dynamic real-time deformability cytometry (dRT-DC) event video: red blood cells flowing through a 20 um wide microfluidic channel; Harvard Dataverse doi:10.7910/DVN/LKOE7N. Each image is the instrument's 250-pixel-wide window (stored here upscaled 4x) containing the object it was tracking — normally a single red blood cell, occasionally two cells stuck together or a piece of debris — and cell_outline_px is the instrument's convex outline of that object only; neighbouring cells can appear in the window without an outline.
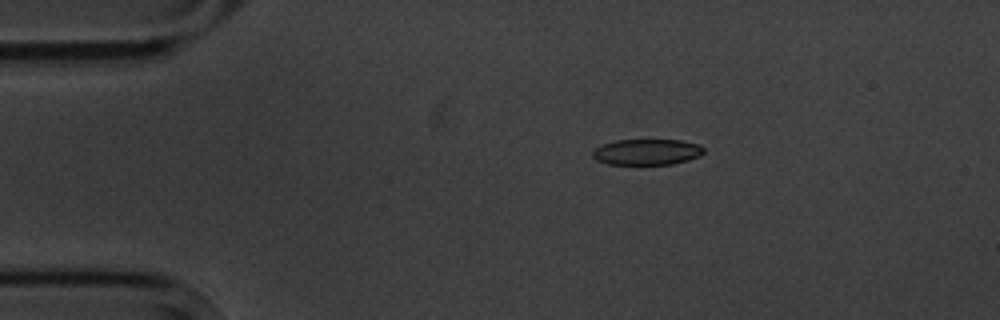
{"species": "common noctule bat (a hibernating species)", "species_latin": "Nyctalus noctula", "temperature_condition": "cold", "stored_images_in_passage": 6, "camera_frame_rate_fps": 3000, "um_per_image_px": 0.085, "animal": {"sex": "male", "body_mass_g": 20.1, "forearm_length_mm": 53.5}, "frame": {"image": 1, "passage_image": 3, "time_ms": 2.333, "image_size_px": [1000, 320], "cell_outline_px": [[704, 152], [700, 156], [688, 160], [672, 164], [608, 164], [596, 160], [592, 156], [592, 152], [596, 148], [604, 144], [616, 140], [680, 140], [700, 144], [704, 148]], "centroid_in_image_um": [55.01, 12.92], "position_along_channel_um": 30.0, "area_um2": 16.76}}
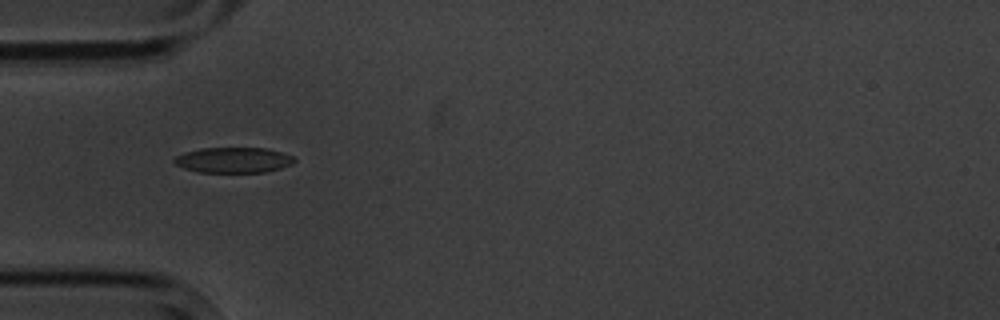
{"frame": {"image": 2, "passage_image": 5, "time_ms": 4.667, "image_size_px": [1000, 320], "cell_outline_px": [[296, 160], [292, 164], [280, 168], [264, 172], [200, 172], [184, 168], [176, 164], [172, 160], [176, 156], [184, 152], [200, 148], [268, 148], [292, 156]], "centroid_in_image_um": [19.83, 13.6], "position_along_channel_um": 65.2, "area_um2": 17.74}}
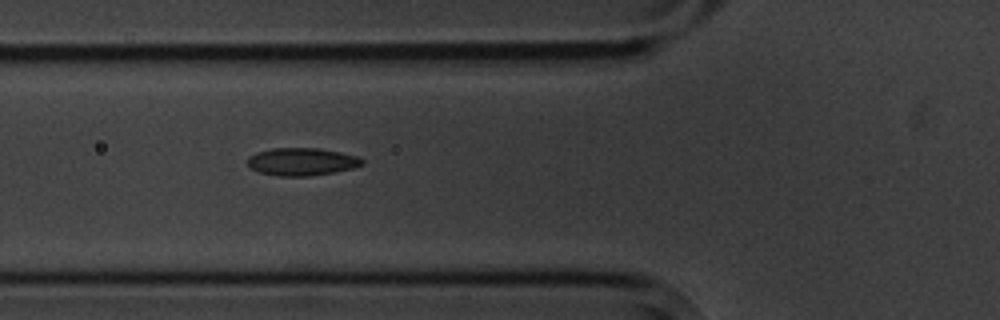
{"frame": {"image": 3, "passage_image": 6, "time_ms": 5.667, "image_size_px": [1000, 320], "cell_outline_px": [[364, 164], [352, 168], [332, 172], [308, 176], [276, 176], [260, 172], [252, 168], [248, 164], [248, 156], [256, 152], [272, 148], [316, 148], [340, 152], [356, 156], [364, 160]], "centroid_in_image_um": [25.63, 13.74], "position_along_channel_um": 100.2, "area_um2": 18.32}}